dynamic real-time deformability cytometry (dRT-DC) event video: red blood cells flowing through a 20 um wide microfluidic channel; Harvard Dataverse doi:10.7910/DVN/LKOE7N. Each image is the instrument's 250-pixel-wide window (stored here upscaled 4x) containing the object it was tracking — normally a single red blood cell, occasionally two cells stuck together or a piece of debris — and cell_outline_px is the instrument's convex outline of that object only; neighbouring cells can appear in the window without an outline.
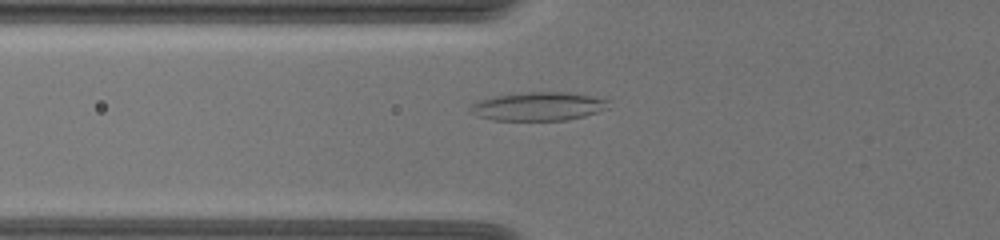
{"species": "common noctule bat (a hibernating species)", "species_latin": "Nyctalus noctula", "temperature_condition": "warm", "stored_images_in_passage": 45, "camera_frame_rate_fps": 3000, "um_per_image_px": 0.085, "animal": {"sex": "female", "body_mass_g": 19.5, "forearm_length_mm": 54.1}, "frame": {"image": 1, "passage_image": 9, "time_ms": 2.667, "image_size_px": [1000, 240], "cell_outline_px": [[608, 108], [584, 116], [568, 120], [492, 120], [476, 116], [468, 112], [468, 108], [472, 104], [480, 100], [492, 96], [524, 92], [572, 92], [608, 100]], "centroid_in_image_um": [45.69, 9.04], "position_along_channel_um": 80.1, "area_um2": 23.12}}
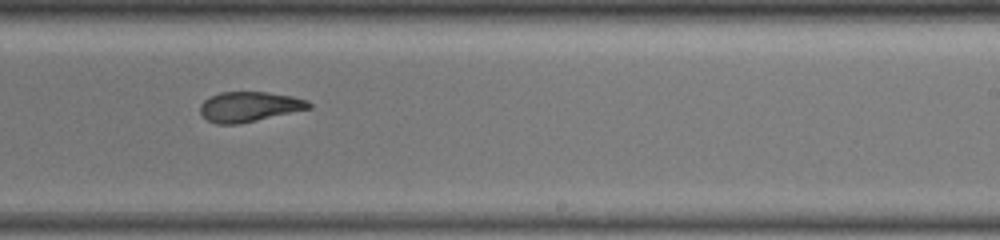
{"frame": {"image": 2, "passage_image": 25, "time_ms": 8.0, "image_size_px": [1000, 240], "cell_outline_px": [[312, 108], [256, 120], [236, 124], [216, 124], [208, 120], [200, 112], [200, 104], [204, 100], [220, 92], [268, 92], [292, 96], [308, 100], [312, 104]], "centroid_in_image_um": [21.2, 9.06], "position_along_channel_um": 267.8, "area_um2": 18.9}}
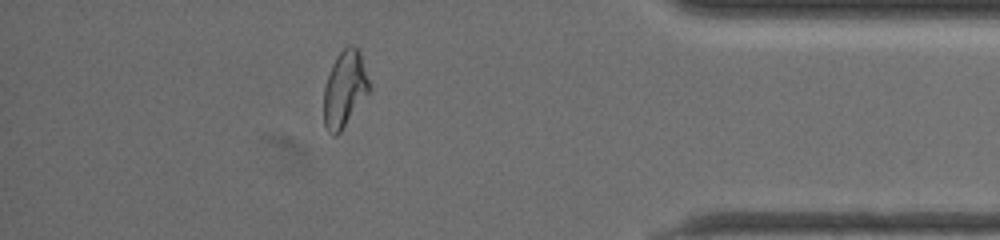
{"frame": {"image": 3, "passage_image": 39, "time_ms": 12.667, "image_size_px": [1000, 240], "cell_outline_px": [[372, 88], [340, 132], [336, 136], [332, 136], [328, 132], [324, 124], [324, 88], [332, 64], [336, 56], [348, 44], [352, 44], [360, 52]], "centroid_in_image_um": [29.3, 7.56], "position_along_channel_um": 405.9, "area_um2": 20.23}, "authors_computed_cell_mechanics": {"area_um2": 20.1144, "velocity_mm_per_s": 3.5295, "shape_relaxation_time_tau1_ms": null, "shape_relaxation_time_tau2_ms": 2.1236, "deformation_change_tau1": null, "deformation_change_tau2": 0.0881}}